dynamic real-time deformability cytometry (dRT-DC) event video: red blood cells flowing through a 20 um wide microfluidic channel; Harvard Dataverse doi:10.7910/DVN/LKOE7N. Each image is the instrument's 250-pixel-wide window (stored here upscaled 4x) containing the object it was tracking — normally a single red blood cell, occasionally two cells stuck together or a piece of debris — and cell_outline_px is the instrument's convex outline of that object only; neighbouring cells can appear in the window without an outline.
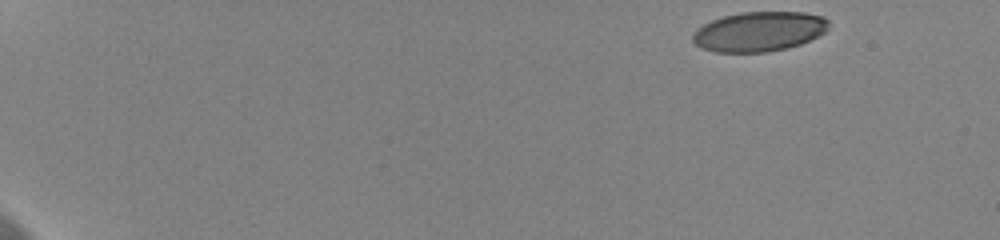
{"species": "human", "species_latin": "Homo sapiens", "temperature_condition": "cold", "stored_images_in_passage": 47, "camera_frame_rate_fps": 3000, "um_per_image_px": 0.085, "donor": {"sex": "female"}, "frame": {"image": 1, "passage_image": 1, "time_ms": 0.0, "image_size_px": [1000, 240], "cell_outline_px": [[828, 28], [824, 32], [800, 44], [788, 48], [768, 52], [716, 52], [700, 48], [692, 40], [692, 36], [696, 28], [712, 20], [724, 16], [740, 12], [804, 12], [824, 16], [828, 20]], "centroid_in_image_um": [64.5, 2.68], "position_along_channel_um": 20.5, "area_um2": 31.56}}
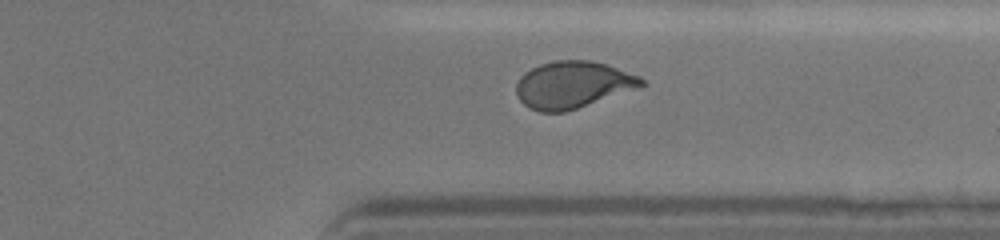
{"frame": {"image": 2, "passage_image": 42, "time_ms": 13.667, "image_size_px": [1000, 240], "cell_outline_px": [[644, 84], [640, 88], [564, 112], [540, 112], [528, 108], [520, 100], [516, 92], [516, 84], [520, 76], [524, 72], [540, 64], [556, 60], [588, 60], [604, 64], [640, 76], [644, 80]], "centroid_in_image_um": [48.67, 7.21], "position_along_channel_um": 362.7, "area_um2": 34.16}}
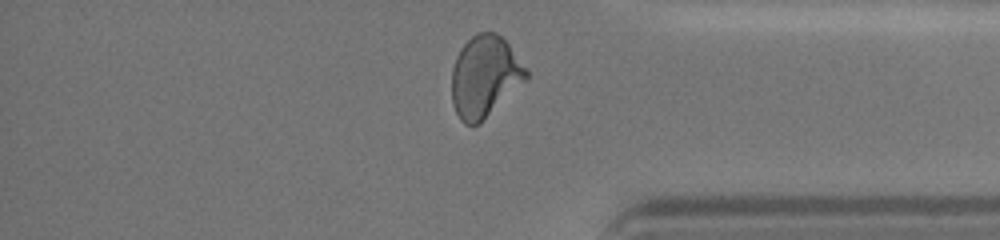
{"frame": {"image": 3, "passage_image": 45, "time_ms": 14.667, "image_size_px": [1000, 240], "cell_outline_px": [[528, 80], [480, 124], [464, 124], [460, 120], [452, 104], [452, 68], [456, 56], [460, 48], [476, 32], [496, 32], [508, 44], [528, 68]], "centroid_in_image_um": [41.22, 6.52], "position_along_channel_um": 394.0, "area_um2": 35.78}, "authors_computed_cell_mechanics": {"area_um2": 33.9864, "velocity_mm_per_s": 3.6325, "shape_relaxation_time_tau1_ms": 4.9908, "shape_relaxation_time_tau2_ms": 1.0125, "deformation_change_tau1": 0.1633, "deformation_change_tau2": 0.0616}}